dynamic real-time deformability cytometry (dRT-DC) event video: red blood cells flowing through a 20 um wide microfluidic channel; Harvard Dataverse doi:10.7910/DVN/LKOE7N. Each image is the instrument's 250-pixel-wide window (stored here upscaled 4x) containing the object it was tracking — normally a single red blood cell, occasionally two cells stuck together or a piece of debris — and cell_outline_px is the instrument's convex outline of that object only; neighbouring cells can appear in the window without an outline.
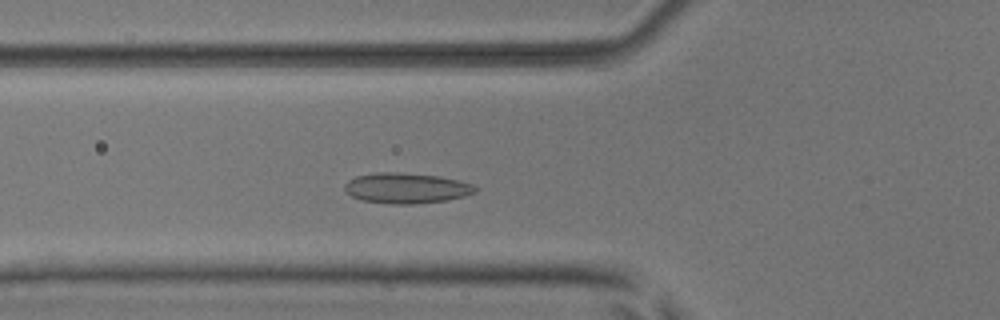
{"species": "common noctule bat (a hibernating species)", "species_latin": "Nyctalus noctula", "temperature_condition": "room temperature", "stored_images_in_passage": 29, "camera_frame_rate_fps": 3000, "um_per_image_px": 0.085, "animal": {"sex": "male", "body_mass_g": 17.9, "forearm_length_mm": 54.2}, "frame": {"image": 1, "passage_image": 14, "time_ms": 4.333, "image_size_px": [1000, 320], "cell_outline_px": [[480, 188], [476, 192], [464, 196], [448, 200], [412, 204], [392, 204], [360, 200], [352, 196], [344, 188], [344, 184], [348, 180], [356, 176], [380, 172], [400, 172], [440, 176], [460, 180], [472, 184]], "centroid_in_image_um": [34.57, 15.99], "position_along_channel_um": 91.2, "area_um2": 23.35}}
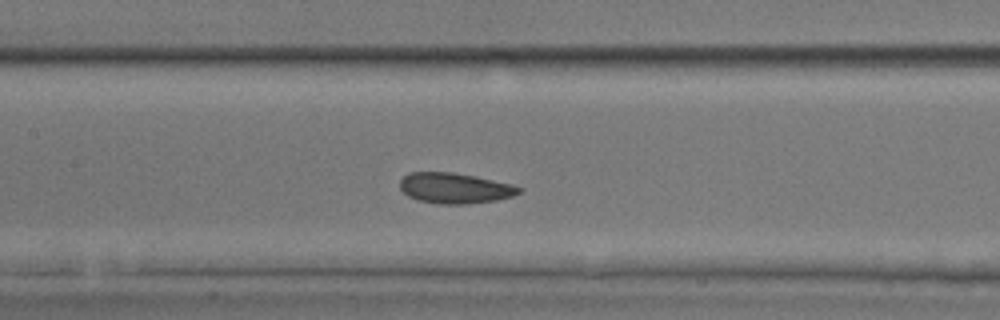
{"frame": {"image": 2, "passage_image": 20, "time_ms": 6.333, "image_size_px": [1000, 320], "cell_outline_px": [[524, 188], [520, 192], [512, 196], [496, 200], [464, 204], [440, 204], [416, 200], [408, 196], [400, 188], [400, 180], [408, 172], [452, 172], [476, 176], [512, 184]], "centroid_in_image_um": [38.65, 15.99], "position_along_channel_um": 168.7, "area_um2": 21.27}}
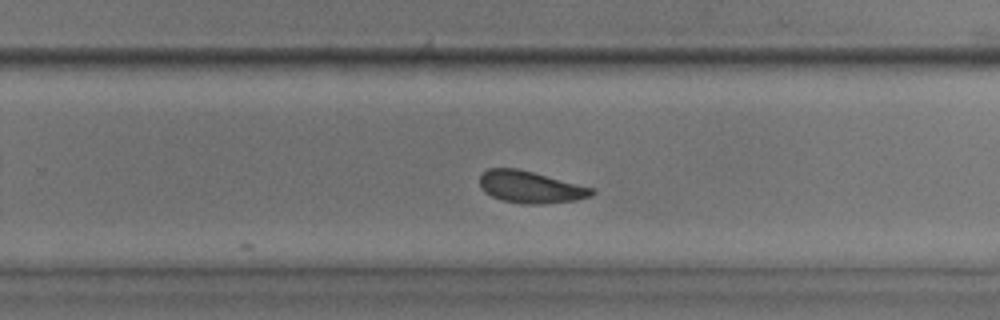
{"frame": {"image": 3, "passage_image": 29, "time_ms": 9.333, "image_size_px": [1000, 320], "cell_outline_px": [[596, 192], [592, 196], [576, 200], [544, 204], [524, 204], [500, 200], [484, 192], [480, 188], [480, 176], [488, 168], [516, 168], [596, 188]], "centroid_in_image_um": [45.11, 15.91], "position_along_channel_um": 284.7, "area_um2": 21.04}}